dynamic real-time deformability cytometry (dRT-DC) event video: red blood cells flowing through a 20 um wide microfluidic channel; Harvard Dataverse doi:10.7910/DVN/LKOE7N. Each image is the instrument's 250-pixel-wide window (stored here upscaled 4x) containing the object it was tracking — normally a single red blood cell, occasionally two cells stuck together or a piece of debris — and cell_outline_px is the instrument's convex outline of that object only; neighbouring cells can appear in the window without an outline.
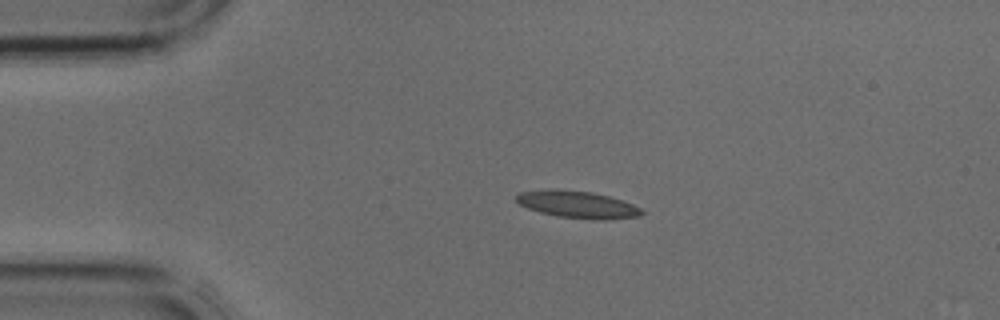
{"species": "common noctule bat (a hibernating species)", "species_latin": "Nyctalus noctula", "temperature_condition": "cold", "stored_images_in_passage": 3, "camera_frame_rate_fps": 3000, "um_per_image_px": 0.085, "animal": {"sex": "male", "body_mass_g": 17.9, "forearm_length_mm": 54.2}, "frame": {"image": 1, "passage_image": 2, "time_ms": 0.333, "image_size_px": [1000, 320], "cell_outline_px": [[644, 212], [640, 216], [604, 220], [596, 220], [560, 216], [540, 212], [528, 208], [520, 204], [516, 200], [516, 196], [520, 192], [552, 188], [592, 192], [608, 196], [632, 204], [640, 208]], "centroid_in_image_um": [49.08, 17.38], "position_along_channel_um": 35.9, "area_um2": 19.65}}